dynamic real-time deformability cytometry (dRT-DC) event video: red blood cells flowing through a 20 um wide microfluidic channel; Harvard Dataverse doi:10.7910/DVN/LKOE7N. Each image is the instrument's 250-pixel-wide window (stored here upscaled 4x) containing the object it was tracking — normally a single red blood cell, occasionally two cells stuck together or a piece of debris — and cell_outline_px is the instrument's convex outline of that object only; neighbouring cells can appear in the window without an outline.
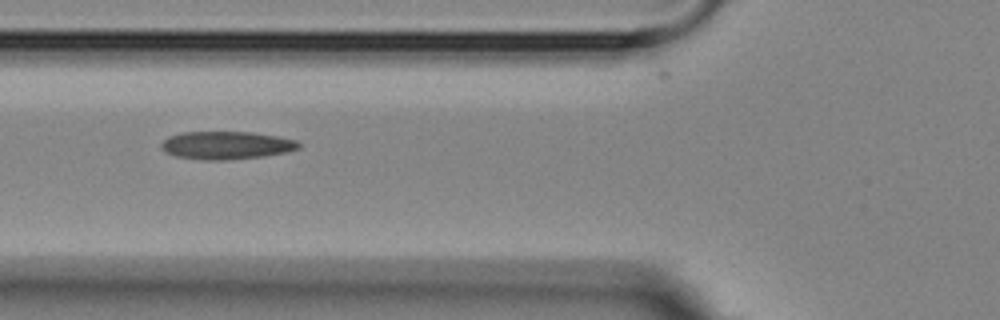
{"species": "Egyptian fruit bat (a non-hibernating species)", "species_latin": "Rousettus aegyptiacus", "temperature_condition": "room temperature", "stored_images_in_passage": 4, "camera_frame_rate_fps": 3000, "um_per_image_px": 0.085, "animal": {"sex": "female"}, "frame": {"image": 1, "passage_image": 3, "time_ms": 2.333, "image_size_px": [1000, 320], "cell_outline_px": [[300, 148], [288, 152], [264, 156], [228, 160], [204, 160], [176, 156], [164, 152], [160, 148], [160, 144], [168, 136], [180, 132], [252, 132], [280, 136], [296, 140], [300, 144]], "centroid_in_image_um": [19.24, 12.35], "position_along_channel_um": 106.6, "area_um2": 22.66}}
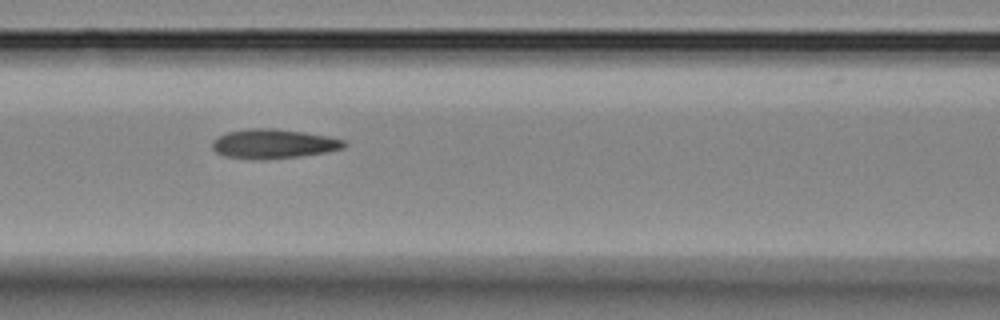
{"frame": {"image": 2, "passage_image": 4, "time_ms": 3.333, "image_size_px": [1000, 320], "cell_outline_px": [[348, 144], [344, 148], [328, 152], [300, 156], [264, 160], [224, 156], [216, 152], [212, 148], [212, 140], [228, 132], [248, 128], [276, 128], [332, 136], [344, 140]], "centroid_in_image_um": [23.29, 12.22], "position_along_channel_um": 143.3, "area_um2": 22.83}}